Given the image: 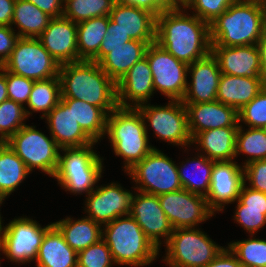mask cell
Returning a JSON list of instances; mask_svg holds the SVG:
<instances>
[{
  "mask_svg": "<svg viewBox=\"0 0 266 267\" xmlns=\"http://www.w3.org/2000/svg\"><path fill=\"white\" fill-rule=\"evenodd\" d=\"M185 11H163L156 17L155 43L189 65L211 52V42L209 24Z\"/></svg>",
  "mask_w": 266,
  "mask_h": 267,
  "instance_id": "1",
  "label": "cell"
},
{
  "mask_svg": "<svg viewBox=\"0 0 266 267\" xmlns=\"http://www.w3.org/2000/svg\"><path fill=\"white\" fill-rule=\"evenodd\" d=\"M61 99H78L100 107L107 115L118 107L116 83L95 61L60 65Z\"/></svg>",
  "mask_w": 266,
  "mask_h": 267,
  "instance_id": "2",
  "label": "cell"
},
{
  "mask_svg": "<svg viewBox=\"0 0 266 267\" xmlns=\"http://www.w3.org/2000/svg\"><path fill=\"white\" fill-rule=\"evenodd\" d=\"M102 228V239L108 245L116 265L144 267L158 258L160 250L130 214L120 216Z\"/></svg>",
  "mask_w": 266,
  "mask_h": 267,
  "instance_id": "3",
  "label": "cell"
},
{
  "mask_svg": "<svg viewBox=\"0 0 266 267\" xmlns=\"http://www.w3.org/2000/svg\"><path fill=\"white\" fill-rule=\"evenodd\" d=\"M106 134L116 156L123 158L124 172L140 162L154 148L137 108L117 107L107 116Z\"/></svg>",
  "mask_w": 266,
  "mask_h": 267,
  "instance_id": "4",
  "label": "cell"
},
{
  "mask_svg": "<svg viewBox=\"0 0 266 267\" xmlns=\"http://www.w3.org/2000/svg\"><path fill=\"white\" fill-rule=\"evenodd\" d=\"M263 6L233 2L209 24L211 46L256 45L262 36Z\"/></svg>",
  "mask_w": 266,
  "mask_h": 267,
  "instance_id": "5",
  "label": "cell"
},
{
  "mask_svg": "<svg viewBox=\"0 0 266 267\" xmlns=\"http://www.w3.org/2000/svg\"><path fill=\"white\" fill-rule=\"evenodd\" d=\"M95 145L60 149L62 153H59V164L54 178L65 192L76 196L84 193L87 196L96 188L105 170L104 158L93 150Z\"/></svg>",
  "mask_w": 266,
  "mask_h": 267,
  "instance_id": "6",
  "label": "cell"
},
{
  "mask_svg": "<svg viewBox=\"0 0 266 267\" xmlns=\"http://www.w3.org/2000/svg\"><path fill=\"white\" fill-rule=\"evenodd\" d=\"M225 247L198 228L174 229L162 259L169 267H206Z\"/></svg>",
  "mask_w": 266,
  "mask_h": 267,
  "instance_id": "7",
  "label": "cell"
},
{
  "mask_svg": "<svg viewBox=\"0 0 266 267\" xmlns=\"http://www.w3.org/2000/svg\"><path fill=\"white\" fill-rule=\"evenodd\" d=\"M137 109L143 117L147 133L150 126L156 138L173 146L184 147V152L189 150L192 138L188 129V112L182 101L169 100L165 106L146 103Z\"/></svg>",
  "mask_w": 266,
  "mask_h": 267,
  "instance_id": "8",
  "label": "cell"
},
{
  "mask_svg": "<svg viewBox=\"0 0 266 267\" xmlns=\"http://www.w3.org/2000/svg\"><path fill=\"white\" fill-rule=\"evenodd\" d=\"M178 163L172 158L154 148L140 162L126 172L135 184V190L161 195L183 189L179 174Z\"/></svg>",
  "mask_w": 266,
  "mask_h": 267,
  "instance_id": "9",
  "label": "cell"
},
{
  "mask_svg": "<svg viewBox=\"0 0 266 267\" xmlns=\"http://www.w3.org/2000/svg\"><path fill=\"white\" fill-rule=\"evenodd\" d=\"M6 143L23 160L30 172L38 169L49 177H54L61 148L51 135L49 138L37 130L36 126L25 124Z\"/></svg>",
  "mask_w": 266,
  "mask_h": 267,
  "instance_id": "10",
  "label": "cell"
},
{
  "mask_svg": "<svg viewBox=\"0 0 266 267\" xmlns=\"http://www.w3.org/2000/svg\"><path fill=\"white\" fill-rule=\"evenodd\" d=\"M53 225L51 222L41 226L36 220L18 217L7 225L0 227V246L10 262L25 264L36 260L39 247L46 231Z\"/></svg>",
  "mask_w": 266,
  "mask_h": 267,
  "instance_id": "11",
  "label": "cell"
},
{
  "mask_svg": "<svg viewBox=\"0 0 266 267\" xmlns=\"http://www.w3.org/2000/svg\"><path fill=\"white\" fill-rule=\"evenodd\" d=\"M2 67L15 75L39 81L58 76L60 64L38 38L19 37Z\"/></svg>",
  "mask_w": 266,
  "mask_h": 267,
  "instance_id": "12",
  "label": "cell"
},
{
  "mask_svg": "<svg viewBox=\"0 0 266 267\" xmlns=\"http://www.w3.org/2000/svg\"><path fill=\"white\" fill-rule=\"evenodd\" d=\"M145 57L151 68L154 91L169 100L182 101L187 89L188 65L155 42L148 45Z\"/></svg>",
  "mask_w": 266,
  "mask_h": 267,
  "instance_id": "13",
  "label": "cell"
},
{
  "mask_svg": "<svg viewBox=\"0 0 266 267\" xmlns=\"http://www.w3.org/2000/svg\"><path fill=\"white\" fill-rule=\"evenodd\" d=\"M159 203L174 229L196 228L216 214L204 196L181 189L158 195Z\"/></svg>",
  "mask_w": 266,
  "mask_h": 267,
  "instance_id": "14",
  "label": "cell"
},
{
  "mask_svg": "<svg viewBox=\"0 0 266 267\" xmlns=\"http://www.w3.org/2000/svg\"><path fill=\"white\" fill-rule=\"evenodd\" d=\"M130 191L117 182L96 185L86 196L84 212L101 226L120 216L129 215L134 194Z\"/></svg>",
  "mask_w": 266,
  "mask_h": 267,
  "instance_id": "15",
  "label": "cell"
},
{
  "mask_svg": "<svg viewBox=\"0 0 266 267\" xmlns=\"http://www.w3.org/2000/svg\"><path fill=\"white\" fill-rule=\"evenodd\" d=\"M130 215L159 250L174 230L160 206L157 195L134 190Z\"/></svg>",
  "mask_w": 266,
  "mask_h": 267,
  "instance_id": "16",
  "label": "cell"
},
{
  "mask_svg": "<svg viewBox=\"0 0 266 267\" xmlns=\"http://www.w3.org/2000/svg\"><path fill=\"white\" fill-rule=\"evenodd\" d=\"M243 184V166L233 160L215 161L211 171L209 192L205 197L209 208L214 213L223 212L225 204H233L238 199Z\"/></svg>",
  "mask_w": 266,
  "mask_h": 267,
  "instance_id": "17",
  "label": "cell"
},
{
  "mask_svg": "<svg viewBox=\"0 0 266 267\" xmlns=\"http://www.w3.org/2000/svg\"><path fill=\"white\" fill-rule=\"evenodd\" d=\"M191 81L182 99L183 104L206 103L217 100V91L221 77L218 62L210 52L202 59L188 65Z\"/></svg>",
  "mask_w": 266,
  "mask_h": 267,
  "instance_id": "18",
  "label": "cell"
},
{
  "mask_svg": "<svg viewBox=\"0 0 266 267\" xmlns=\"http://www.w3.org/2000/svg\"><path fill=\"white\" fill-rule=\"evenodd\" d=\"M38 40L60 65L81 61L77 50V23L67 17L52 18Z\"/></svg>",
  "mask_w": 266,
  "mask_h": 267,
  "instance_id": "19",
  "label": "cell"
},
{
  "mask_svg": "<svg viewBox=\"0 0 266 267\" xmlns=\"http://www.w3.org/2000/svg\"><path fill=\"white\" fill-rule=\"evenodd\" d=\"M116 86L118 107L137 108L148 103L155 92L147 58L136 62Z\"/></svg>",
  "mask_w": 266,
  "mask_h": 267,
  "instance_id": "20",
  "label": "cell"
},
{
  "mask_svg": "<svg viewBox=\"0 0 266 267\" xmlns=\"http://www.w3.org/2000/svg\"><path fill=\"white\" fill-rule=\"evenodd\" d=\"M211 53L218 62L221 74L265 79L260 67L257 45L211 46Z\"/></svg>",
  "mask_w": 266,
  "mask_h": 267,
  "instance_id": "21",
  "label": "cell"
},
{
  "mask_svg": "<svg viewBox=\"0 0 266 267\" xmlns=\"http://www.w3.org/2000/svg\"><path fill=\"white\" fill-rule=\"evenodd\" d=\"M184 105L188 112V129L192 139L205 130L239 127L238 111L217 100Z\"/></svg>",
  "mask_w": 266,
  "mask_h": 267,
  "instance_id": "22",
  "label": "cell"
},
{
  "mask_svg": "<svg viewBox=\"0 0 266 267\" xmlns=\"http://www.w3.org/2000/svg\"><path fill=\"white\" fill-rule=\"evenodd\" d=\"M51 135L60 148L84 147L94 142L80 127L72 109L61 99L44 117Z\"/></svg>",
  "mask_w": 266,
  "mask_h": 267,
  "instance_id": "23",
  "label": "cell"
},
{
  "mask_svg": "<svg viewBox=\"0 0 266 267\" xmlns=\"http://www.w3.org/2000/svg\"><path fill=\"white\" fill-rule=\"evenodd\" d=\"M109 17L132 40L144 41L148 45L155 42L156 16L152 12L116 2Z\"/></svg>",
  "mask_w": 266,
  "mask_h": 267,
  "instance_id": "24",
  "label": "cell"
},
{
  "mask_svg": "<svg viewBox=\"0 0 266 267\" xmlns=\"http://www.w3.org/2000/svg\"><path fill=\"white\" fill-rule=\"evenodd\" d=\"M147 47L144 41L130 40L117 48H100L99 65L117 83L136 62L145 57Z\"/></svg>",
  "mask_w": 266,
  "mask_h": 267,
  "instance_id": "25",
  "label": "cell"
},
{
  "mask_svg": "<svg viewBox=\"0 0 266 267\" xmlns=\"http://www.w3.org/2000/svg\"><path fill=\"white\" fill-rule=\"evenodd\" d=\"M265 85L266 79L221 74L217 101L229 105L239 112L259 94Z\"/></svg>",
  "mask_w": 266,
  "mask_h": 267,
  "instance_id": "26",
  "label": "cell"
},
{
  "mask_svg": "<svg viewBox=\"0 0 266 267\" xmlns=\"http://www.w3.org/2000/svg\"><path fill=\"white\" fill-rule=\"evenodd\" d=\"M238 127H223L198 133L192 144L197 153L214 161H232L235 159V144ZM199 148V149H198ZM204 153V154H203Z\"/></svg>",
  "mask_w": 266,
  "mask_h": 267,
  "instance_id": "27",
  "label": "cell"
},
{
  "mask_svg": "<svg viewBox=\"0 0 266 267\" xmlns=\"http://www.w3.org/2000/svg\"><path fill=\"white\" fill-rule=\"evenodd\" d=\"M77 255L53 224L44 235L35 263L36 267H77Z\"/></svg>",
  "mask_w": 266,
  "mask_h": 267,
  "instance_id": "28",
  "label": "cell"
},
{
  "mask_svg": "<svg viewBox=\"0 0 266 267\" xmlns=\"http://www.w3.org/2000/svg\"><path fill=\"white\" fill-rule=\"evenodd\" d=\"M53 224L63 234L65 242L77 253L102 239V226L87 216L78 220L65 217Z\"/></svg>",
  "mask_w": 266,
  "mask_h": 267,
  "instance_id": "29",
  "label": "cell"
},
{
  "mask_svg": "<svg viewBox=\"0 0 266 267\" xmlns=\"http://www.w3.org/2000/svg\"><path fill=\"white\" fill-rule=\"evenodd\" d=\"M108 16L94 17L77 23V50L80 60L99 63V49L106 36Z\"/></svg>",
  "mask_w": 266,
  "mask_h": 267,
  "instance_id": "30",
  "label": "cell"
},
{
  "mask_svg": "<svg viewBox=\"0 0 266 267\" xmlns=\"http://www.w3.org/2000/svg\"><path fill=\"white\" fill-rule=\"evenodd\" d=\"M214 162V160L208 159L200 153H196L193 158L191 157L186 159V161L179 162L181 164L180 166L177 165V168L183 189L206 197L209 192ZM188 170H192V172L189 171L191 173L188 172L189 174H187Z\"/></svg>",
  "mask_w": 266,
  "mask_h": 267,
  "instance_id": "31",
  "label": "cell"
},
{
  "mask_svg": "<svg viewBox=\"0 0 266 267\" xmlns=\"http://www.w3.org/2000/svg\"><path fill=\"white\" fill-rule=\"evenodd\" d=\"M31 172L7 143H0V194L7 198Z\"/></svg>",
  "mask_w": 266,
  "mask_h": 267,
  "instance_id": "32",
  "label": "cell"
},
{
  "mask_svg": "<svg viewBox=\"0 0 266 267\" xmlns=\"http://www.w3.org/2000/svg\"><path fill=\"white\" fill-rule=\"evenodd\" d=\"M72 109L82 130L96 143L106 135L107 114L97 106L78 99H62Z\"/></svg>",
  "mask_w": 266,
  "mask_h": 267,
  "instance_id": "33",
  "label": "cell"
},
{
  "mask_svg": "<svg viewBox=\"0 0 266 267\" xmlns=\"http://www.w3.org/2000/svg\"><path fill=\"white\" fill-rule=\"evenodd\" d=\"M48 14L40 10L36 5L25 0H16L11 27L18 28L19 37L38 38L49 21Z\"/></svg>",
  "mask_w": 266,
  "mask_h": 267,
  "instance_id": "34",
  "label": "cell"
},
{
  "mask_svg": "<svg viewBox=\"0 0 266 267\" xmlns=\"http://www.w3.org/2000/svg\"><path fill=\"white\" fill-rule=\"evenodd\" d=\"M61 100V86L59 76L34 81L27 107L25 108L28 118L32 112H42L41 119L59 103ZM30 110V111H29Z\"/></svg>",
  "mask_w": 266,
  "mask_h": 267,
  "instance_id": "35",
  "label": "cell"
},
{
  "mask_svg": "<svg viewBox=\"0 0 266 267\" xmlns=\"http://www.w3.org/2000/svg\"><path fill=\"white\" fill-rule=\"evenodd\" d=\"M244 129L246 128L242 123H239L236 134L235 159L241 153L247 155V160L243 162L242 166L255 160L266 159V129L251 127H248L246 131Z\"/></svg>",
  "mask_w": 266,
  "mask_h": 267,
  "instance_id": "36",
  "label": "cell"
},
{
  "mask_svg": "<svg viewBox=\"0 0 266 267\" xmlns=\"http://www.w3.org/2000/svg\"><path fill=\"white\" fill-rule=\"evenodd\" d=\"M115 0H64L63 16L75 23L109 16Z\"/></svg>",
  "mask_w": 266,
  "mask_h": 267,
  "instance_id": "37",
  "label": "cell"
},
{
  "mask_svg": "<svg viewBox=\"0 0 266 267\" xmlns=\"http://www.w3.org/2000/svg\"><path fill=\"white\" fill-rule=\"evenodd\" d=\"M253 236L242 241H232L227 247L243 267H266V239Z\"/></svg>",
  "mask_w": 266,
  "mask_h": 267,
  "instance_id": "38",
  "label": "cell"
},
{
  "mask_svg": "<svg viewBox=\"0 0 266 267\" xmlns=\"http://www.w3.org/2000/svg\"><path fill=\"white\" fill-rule=\"evenodd\" d=\"M28 116L25 106L13 100H6L0 104V143H6L24 125Z\"/></svg>",
  "mask_w": 266,
  "mask_h": 267,
  "instance_id": "39",
  "label": "cell"
},
{
  "mask_svg": "<svg viewBox=\"0 0 266 267\" xmlns=\"http://www.w3.org/2000/svg\"><path fill=\"white\" fill-rule=\"evenodd\" d=\"M238 117L239 123L242 122L247 127H266V85L251 102L238 112Z\"/></svg>",
  "mask_w": 266,
  "mask_h": 267,
  "instance_id": "40",
  "label": "cell"
},
{
  "mask_svg": "<svg viewBox=\"0 0 266 267\" xmlns=\"http://www.w3.org/2000/svg\"><path fill=\"white\" fill-rule=\"evenodd\" d=\"M111 251L103 239L78 252L77 267H113Z\"/></svg>",
  "mask_w": 266,
  "mask_h": 267,
  "instance_id": "41",
  "label": "cell"
},
{
  "mask_svg": "<svg viewBox=\"0 0 266 267\" xmlns=\"http://www.w3.org/2000/svg\"><path fill=\"white\" fill-rule=\"evenodd\" d=\"M234 221L244 228L250 235H255L266 225V209L247 208L238 199L236 200Z\"/></svg>",
  "mask_w": 266,
  "mask_h": 267,
  "instance_id": "42",
  "label": "cell"
},
{
  "mask_svg": "<svg viewBox=\"0 0 266 267\" xmlns=\"http://www.w3.org/2000/svg\"><path fill=\"white\" fill-rule=\"evenodd\" d=\"M237 0H192L186 10L193 9V15L210 24Z\"/></svg>",
  "mask_w": 266,
  "mask_h": 267,
  "instance_id": "43",
  "label": "cell"
},
{
  "mask_svg": "<svg viewBox=\"0 0 266 267\" xmlns=\"http://www.w3.org/2000/svg\"><path fill=\"white\" fill-rule=\"evenodd\" d=\"M8 99L19 103L25 108L35 80L15 75L5 70Z\"/></svg>",
  "mask_w": 266,
  "mask_h": 267,
  "instance_id": "44",
  "label": "cell"
},
{
  "mask_svg": "<svg viewBox=\"0 0 266 267\" xmlns=\"http://www.w3.org/2000/svg\"><path fill=\"white\" fill-rule=\"evenodd\" d=\"M243 170L248 187L266 193V159L252 161L244 165Z\"/></svg>",
  "mask_w": 266,
  "mask_h": 267,
  "instance_id": "45",
  "label": "cell"
},
{
  "mask_svg": "<svg viewBox=\"0 0 266 267\" xmlns=\"http://www.w3.org/2000/svg\"><path fill=\"white\" fill-rule=\"evenodd\" d=\"M116 2L133 5L152 12L156 17L163 11L178 9L172 0H115Z\"/></svg>",
  "mask_w": 266,
  "mask_h": 267,
  "instance_id": "46",
  "label": "cell"
},
{
  "mask_svg": "<svg viewBox=\"0 0 266 267\" xmlns=\"http://www.w3.org/2000/svg\"><path fill=\"white\" fill-rule=\"evenodd\" d=\"M11 26L0 25V66L9 58L19 36Z\"/></svg>",
  "mask_w": 266,
  "mask_h": 267,
  "instance_id": "47",
  "label": "cell"
},
{
  "mask_svg": "<svg viewBox=\"0 0 266 267\" xmlns=\"http://www.w3.org/2000/svg\"><path fill=\"white\" fill-rule=\"evenodd\" d=\"M238 200L247 208L266 209V193L248 187L245 182L241 187Z\"/></svg>",
  "mask_w": 266,
  "mask_h": 267,
  "instance_id": "48",
  "label": "cell"
},
{
  "mask_svg": "<svg viewBox=\"0 0 266 267\" xmlns=\"http://www.w3.org/2000/svg\"><path fill=\"white\" fill-rule=\"evenodd\" d=\"M106 32L107 34L103 38L100 48H117L123 46L124 43L132 40L129 37V34H126L120 28L116 27V23H114L109 16Z\"/></svg>",
  "mask_w": 266,
  "mask_h": 267,
  "instance_id": "49",
  "label": "cell"
},
{
  "mask_svg": "<svg viewBox=\"0 0 266 267\" xmlns=\"http://www.w3.org/2000/svg\"><path fill=\"white\" fill-rule=\"evenodd\" d=\"M36 5L40 10L50 17L63 16L64 0H25Z\"/></svg>",
  "mask_w": 266,
  "mask_h": 267,
  "instance_id": "50",
  "label": "cell"
},
{
  "mask_svg": "<svg viewBox=\"0 0 266 267\" xmlns=\"http://www.w3.org/2000/svg\"><path fill=\"white\" fill-rule=\"evenodd\" d=\"M206 267H243L226 246Z\"/></svg>",
  "mask_w": 266,
  "mask_h": 267,
  "instance_id": "51",
  "label": "cell"
},
{
  "mask_svg": "<svg viewBox=\"0 0 266 267\" xmlns=\"http://www.w3.org/2000/svg\"><path fill=\"white\" fill-rule=\"evenodd\" d=\"M16 0H0V25L11 26Z\"/></svg>",
  "mask_w": 266,
  "mask_h": 267,
  "instance_id": "52",
  "label": "cell"
},
{
  "mask_svg": "<svg viewBox=\"0 0 266 267\" xmlns=\"http://www.w3.org/2000/svg\"><path fill=\"white\" fill-rule=\"evenodd\" d=\"M259 50L260 67L266 79V38H260L256 44Z\"/></svg>",
  "mask_w": 266,
  "mask_h": 267,
  "instance_id": "53",
  "label": "cell"
},
{
  "mask_svg": "<svg viewBox=\"0 0 266 267\" xmlns=\"http://www.w3.org/2000/svg\"><path fill=\"white\" fill-rule=\"evenodd\" d=\"M8 100V91L5 77V69L0 66V104Z\"/></svg>",
  "mask_w": 266,
  "mask_h": 267,
  "instance_id": "54",
  "label": "cell"
},
{
  "mask_svg": "<svg viewBox=\"0 0 266 267\" xmlns=\"http://www.w3.org/2000/svg\"><path fill=\"white\" fill-rule=\"evenodd\" d=\"M192 2V0H172V3L177 7V8H187L188 5Z\"/></svg>",
  "mask_w": 266,
  "mask_h": 267,
  "instance_id": "55",
  "label": "cell"
},
{
  "mask_svg": "<svg viewBox=\"0 0 266 267\" xmlns=\"http://www.w3.org/2000/svg\"><path fill=\"white\" fill-rule=\"evenodd\" d=\"M261 38H266V6L263 7V21H262V36Z\"/></svg>",
  "mask_w": 266,
  "mask_h": 267,
  "instance_id": "56",
  "label": "cell"
},
{
  "mask_svg": "<svg viewBox=\"0 0 266 267\" xmlns=\"http://www.w3.org/2000/svg\"><path fill=\"white\" fill-rule=\"evenodd\" d=\"M244 1L256 4V5H260L263 7L266 6V0H244Z\"/></svg>",
  "mask_w": 266,
  "mask_h": 267,
  "instance_id": "57",
  "label": "cell"
},
{
  "mask_svg": "<svg viewBox=\"0 0 266 267\" xmlns=\"http://www.w3.org/2000/svg\"><path fill=\"white\" fill-rule=\"evenodd\" d=\"M6 198H4L1 194H0V205L2 206V203L4 202ZM1 208V207H0ZM1 211V210H0ZM1 213V212H0ZM3 221H2V216L0 214V227L3 225Z\"/></svg>",
  "mask_w": 266,
  "mask_h": 267,
  "instance_id": "58",
  "label": "cell"
},
{
  "mask_svg": "<svg viewBox=\"0 0 266 267\" xmlns=\"http://www.w3.org/2000/svg\"><path fill=\"white\" fill-rule=\"evenodd\" d=\"M3 251L2 247L0 246V252ZM1 254V253H0ZM0 265H1V260H0ZM1 267V266H0Z\"/></svg>",
  "mask_w": 266,
  "mask_h": 267,
  "instance_id": "59",
  "label": "cell"
}]
</instances>
